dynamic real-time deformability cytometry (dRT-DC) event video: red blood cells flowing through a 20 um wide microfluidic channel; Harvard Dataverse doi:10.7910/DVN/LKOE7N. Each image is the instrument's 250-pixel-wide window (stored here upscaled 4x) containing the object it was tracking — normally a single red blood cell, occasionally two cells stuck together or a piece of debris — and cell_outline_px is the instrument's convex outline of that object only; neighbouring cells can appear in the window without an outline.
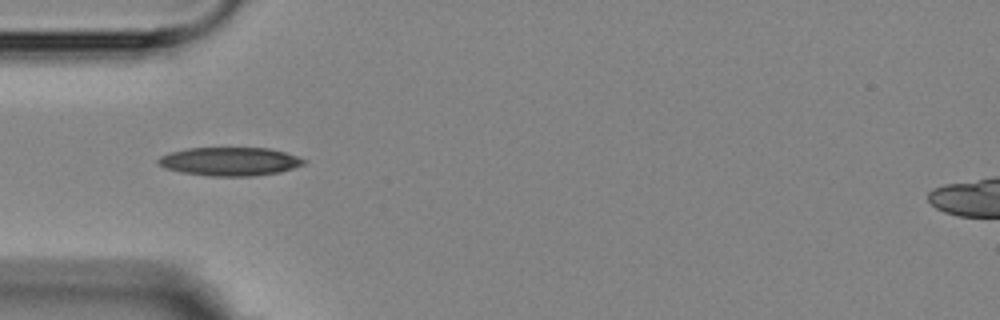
{"species": "Egyptian fruit bat (a non-hibernating species)", "species_latin": "Rousettus aegyptiacus", "temperature_condition": "room temperature", "stored_images_in_passage": 6, "camera_frame_rate_fps": 3000, "um_per_image_px": 0.085, "animal": {"sex": "female"}, "frame": {"image": 1, "passage_image": 1, "time_ms": 0.0, "image_size_px": [1000, 320], "cell_outline_px": [[308, 160], [304, 164], [280, 172], [252, 176], [212, 176], [180, 172], [164, 168], [156, 160], [160, 156], [168, 152], [188, 148], [268, 148], [284, 152]], "centroid_in_image_um": [19.51, 13.72], "position_along_channel_um": 65.5, "area_um2": 24.16}}
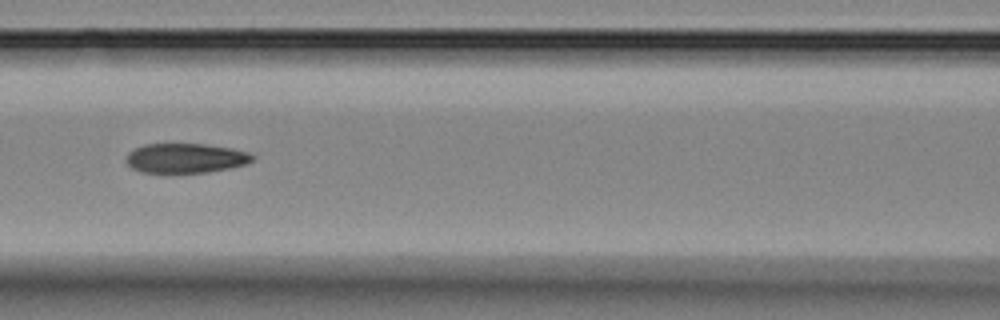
{"frame": {"image": 2, "passage_image": 3, "time_ms": 2.333, "image_size_px": [1000, 320], "cell_outline_px": [[256, 156], [252, 160], [244, 164], [228, 168], [208, 172], [140, 172], [132, 168], [128, 164], [128, 152], [144, 144], [204, 144], [232, 148], [248, 152]], "centroid_in_image_um": [15.79, 13.43], "position_along_channel_um": 150.8, "area_um2": 21.5}}
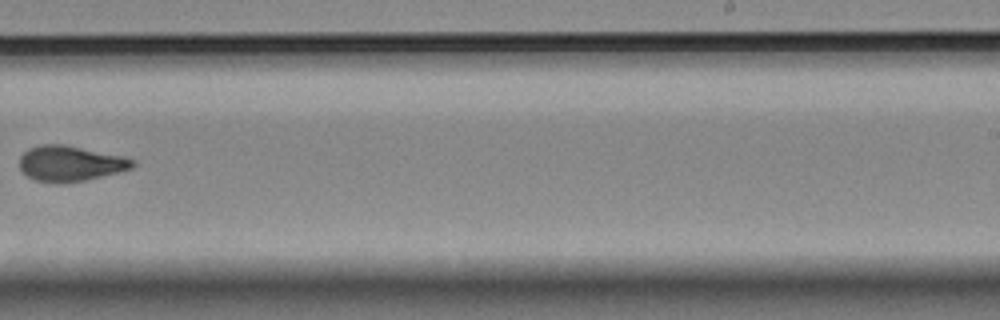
{"frame": {"image": 3, "passage_image": 6, "time_ms": 6.0, "image_size_px": [1000, 320], "cell_outline_px": [[136, 164], [132, 168], [84, 180], [60, 184], [56, 184], [36, 180], [28, 176], [20, 168], [20, 156], [28, 148], [40, 144], [64, 144], [124, 156], [136, 160]], "centroid_in_image_um": [5.97, 13.89], "position_along_channel_um": 283.0, "area_um2": 23.41}}